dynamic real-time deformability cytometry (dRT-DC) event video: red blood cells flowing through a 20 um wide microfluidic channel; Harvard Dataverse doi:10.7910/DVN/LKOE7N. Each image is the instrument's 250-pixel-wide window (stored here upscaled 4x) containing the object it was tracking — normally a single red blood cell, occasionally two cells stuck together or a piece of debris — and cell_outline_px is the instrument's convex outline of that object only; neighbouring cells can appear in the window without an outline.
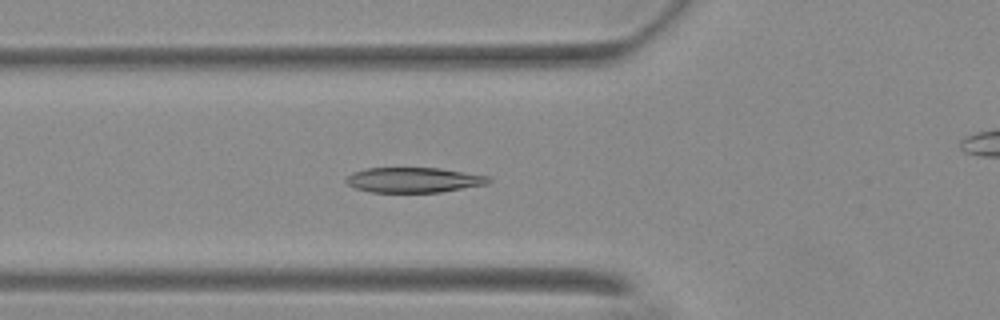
{"species": "Egyptian fruit bat (a non-hibernating species)", "species_latin": "Rousettus aegyptiacus", "temperature_condition": "warm", "stored_images_in_passage": 8, "camera_frame_rate_fps": 3000, "um_per_image_px": 0.085, "animal": {"sex": "female"}, "frame": {"image": 1, "passage_image": 6, "time_ms": 1.667, "image_size_px": [1000, 320], "cell_outline_px": [[492, 180], [488, 184], [440, 192], [368, 192], [356, 188], [348, 184], [344, 180], [352, 172], [364, 168], [440, 168], [488, 176]], "centroid_in_image_um": [35.15, 15.29], "position_along_channel_um": 90.7, "area_um2": 20.87}}